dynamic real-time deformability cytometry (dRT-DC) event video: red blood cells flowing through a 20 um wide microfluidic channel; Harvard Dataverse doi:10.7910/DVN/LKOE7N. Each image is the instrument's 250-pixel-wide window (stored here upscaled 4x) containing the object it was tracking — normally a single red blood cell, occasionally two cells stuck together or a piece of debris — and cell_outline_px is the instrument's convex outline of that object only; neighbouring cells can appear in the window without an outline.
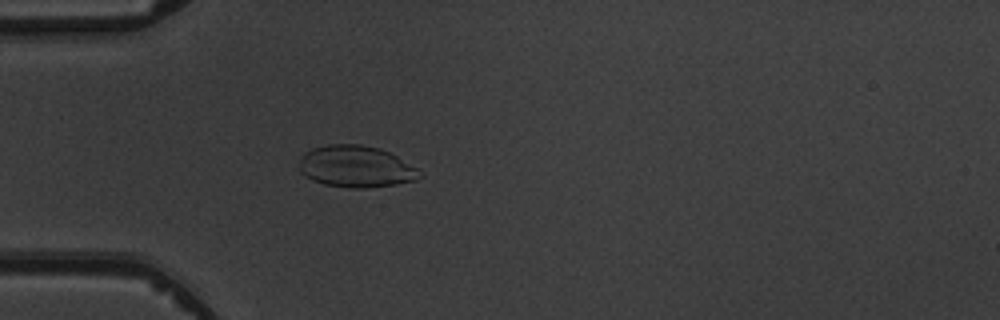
{"species": "common noctule bat (a hibernating species)", "species_latin": "Nyctalus noctula", "temperature_condition": "warm", "stored_images_in_passage": 4, "camera_frame_rate_fps": 3000, "um_per_image_px": 0.085, "animal": {"sex": "male", "body_mass_g": 19.5, "forearm_length_mm": 54.6}, "frame": {"image": 1, "passage_image": 4, "time_ms": 3.333, "image_size_px": [1000, 320], "cell_outline_px": [[424, 176], [416, 180], [396, 184], [364, 188], [348, 188], [324, 184], [312, 180], [304, 176], [300, 172], [300, 156], [304, 152], [312, 148], [328, 144], [360, 144], [376, 148], [388, 152], [396, 156], [416, 168]], "centroid_in_image_um": [30.22, 14.16], "position_along_channel_um": 54.8, "area_um2": 29.25}}